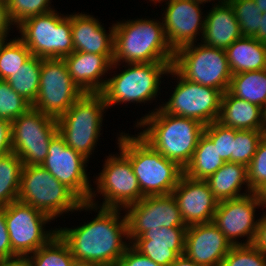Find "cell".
<instances>
[{
	"mask_svg": "<svg viewBox=\"0 0 266 266\" xmlns=\"http://www.w3.org/2000/svg\"><path fill=\"white\" fill-rule=\"evenodd\" d=\"M125 70L107 78L100 94L107 107L121 103H147L157 98L162 76L168 75L172 63L125 64ZM153 99V100H152Z\"/></svg>",
	"mask_w": 266,
	"mask_h": 266,
	"instance_id": "obj_7",
	"label": "cell"
},
{
	"mask_svg": "<svg viewBox=\"0 0 266 266\" xmlns=\"http://www.w3.org/2000/svg\"><path fill=\"white\" fill-rule=\"evenodd\" d=\"M73 266H102V265L91 262L75 261Z\"/></svg>",
	"mask_w": 266,
	"mask_h": 266,
	"instance_id": "obj_52",
	"label": "cell"
},
{
	"mask_svg": "<svg viewBox=\"0 0 266 266\" xmlns=\"http://www.w3.org/2000/svg\"><path fill=\"white\" fill-rule=\"evenodd\" d=\"M211 10L205 14L203 44L226 50L235 40L243 37L240 25L230 3H212Z\"/></svg>",
	"mask_w": 266,
	"mask_h": 266,
	"instance_id": "obj_24",
	"label": "cell"
},
{
	"mask_svg": "<svg viewBox=\"0 0 266 266\" xmlns=\"http://www.w3.org/2000/svg\"><path fill=\"white\" fill-rule=\"evenodd\" d=\"M83 94L63 58H42L39 92L32 108L58 119Z\"/></svg>",
	"mask_w": 266,
	"mask_h": 266,
	"instance_id": "obj_14",
	"label": "cell"
},
{
	"mask_svg": "<svg viewBox=\"0 0 266 266\" xmlns=\"http://www.w3.org/2000/svg\"><path fill=\"white\" fill-rule=\"evenodd\" d=\"M225 161L219 156L214 143L203 133L197 143L190 163L184 174L196 180H206L214 174Z\"/></svg>",
	"mask_w": 266,
	"mask_h": 266,
	"instance_id": "obj_28",
	"label": "cell"
},
{
	"mask_svg": "<svg viewBox=\"0 0 266 266\" xmlns=\"http://www.w3.org/2000/svg\"><path fill=\"white\" fill-rule=\"evenodd\" d=\"M247 179L252 192L266 184V135L259 141L251 163L247 166Z\"/></svg>",
	"mask_w": 266,
	"mask_h": 266,
	"instance_id": "obj_40",
	"label": "cell"
},
{
	"mask_svg": "<svg viewBox=\"0 0 266 266\" xmlns=\"http://www.w3.org/2000/svg\"><path fill=\"white\" fill-rule=\"evenodd\" d=\"M5 221L12 252L27 257L46 245L56 234V229L46 230L53 221L48 215L19 200L5 206Z\"/></svg>",
	"mask_w": 266,
	"mask_h": 266,
	"instance_id": "obj_13",
	"label": "cell"
},
{
	"mask_svg": "<svg viewBox=\"0 0 266 266\" xmlns=\"http://www.w3.org/2000/svg\"><path fill=\"white\" fill-rule=\"evenodd\" d=\"M116 266H160L141 254L131 244L127 247Z\"/></svg>",
	"mask_w": 266,
	"mask_h": 266,
	"instance_id": "obj_41",
	"label": "cell"
},
{
	"mask_svg": "<svg viewBox=\"0 0 266 266\" xmlns=\"http://www.w3.org/2000/svg\"><path fill=\"white\" fill-rule=\"evenodd\" d=\"M118 153L105 159L103 169L96 175L97 186L92 188L88 203L99 206L95 197L100 194L103 201L99 207L125 210L144 198L129 158L120 149Z\"/></svg>",
	"mask_w": 266,
	"mask_h": 266,
	"instance_id": "obj_10",
	"label": "cell"
},
{
	"mask_svg": "<svg viewBox=\"0 0 266 266\" xmlns=\"http://www.w3.org/2000/svg\"><path fill=\"white\" fill-rule=\"evenodd\" d=\"M18 37L31 51L40 58H64L74 51L71 14L63 15L52 10L32 16L16 26Z\"/></svg>",
	"mask_w": 266,
	"mask_h": 266,
	"instance_id": "obj_8",
	"label": "cell"
},
{
	"mask_svg": "<svg viewBox=\"0 0 266 266\" xmlns=\"http://www.w3.org/2000/svg\"><path fill=\"white\" fill-rule=\"evenodd\" d=\"M205 181L219 202L238 198L252 192L247 179V167L239 163L225 162ZM243 185H245V192L241 193Z\"/></svg>",
	"mask_w": 266,
	"mask_h": 266,
	"instance_id": "obj_26",
	"label": "cell"
},
{
	"mask_svg": "<svg viewBox=\"0 0 266 266\" xmlns=\"http://www.w3.org/2000/svg\"><path fill=\"white\" fill-rule=\"evenodd\" d=\"M232 74L266 69V44L254 37H241L226 50Z\"/></svg>",
	"mask_w": 266,
	"mask_h": 266,
	"instance_id": "obj_27",
	"label": "cell"
},
{
	"mask_svg": "<svg viewBox=\"0 0 266 266\" xmlns=\"http://www.w3.org/2000/svg\"><path fill=\"white\" fill-rule=\"evenodd\" d=\"M220 266H266V254L254 244L232 246Z\"/></svg>",
	"mask_w": 266,
	"mask_h": 266,
	"instance_id": "obj_38",
	"label": "cell"
},
{
	"mask_svg": "<svg viewBox=\"0 0 266 266\" xmlns=\"http://www.w3.org/2000/svg\"><path fill=\"white\" fill-rule=\"evenodd\" d=\"M168 74L177 76L176 87L168 101L158 107L165 113L198 120L203 125L217 121L223 93L213 87L191 82L172 67Z\"/></svg>",
	"mask_w": 266,
	"mask_h": 266,
	"instance_id": "obj_12",
	"label": "cell"
},
{
	"mask_svg": "<svg viewBox=\"0 0 266 266\" xmlns=\"http://www.w3.org/2000/svg\"><path fill=\"white\" fill-rule=\"evenodd\" d=\"M262 132L266 135V104L262 107Z\"/></svg>",
	"mask_w": 266,
	"mask_h": 266,
	"instance_id": "obj_50",
	"label": "cell"
},
{
	"mask_svg": "<svg viewBox=\"0 0 266 266\" xmlns=\"http://www.w3.org/2000/svg\"><path fill=\"white\" fill-rule=\"evenodd\" d=\"M228 92L256 104H266V69L232 74Z\"/></svg>",
	"mask_w": 266,
	"mask_h": 266,
	"instance_id": "obj_29",
	"label": "cell"
},
{
	"mask_svg": "<svg viewBox=\"0 0 266 266\" xmlns=\"http://www.w3.org/2000/svg\"><path fill=\"white\" fill-rule=\"evenodd\" d=\"M170 266H197V263L190 260L185 254H182Z\"/></svg>",
	"mask_w": 266,
	"mask_h": 266,
	"instance_id": "obj_48",
	"label": "cell"
},
{
	"mask_svg": "<svg viewBox=\"0 0 266 266\" xmlns=\"http://www.w3.org/2000/svg\"><path fill=\"white\" fill-rule=\"evenodd\" d=\"M27 257L31 266H73L76 261L59 234Z\"/></svg>",
	"mask_w": 266,
	"mask_h": 266,
	"instance_id": "obj_32",
	"label": "cell"
},
{
	"mask_svg": "<svg viewBox=\"0 0 266 266\" xmlns=\"http://www.w3.org/2000/svg\"><path fill=\"white\" fill-rule=\"evenodd\" d=\"M57 133V119L31 107L11 122L12 151L23 166L41 165Z\"/></svg>",
	"mask_w": 266,
	"mask_h": 266,
	"instance_id": "obj_11",
	"label": "cell"
},
{
	"mask_svg": "<svg viewBox=\"0 0 266 266\" xmlns=\"http://www.w3.org/2000/svg\"><path fill=\"white\" fill-rule=\"evenodd\" d=\"M244 37H253L260 28L262 12L253 0H228Z\"/></svg>",
	"mask_w": 266,
	"mask_h": 266,
	"instance_id": "obj_34",
	"label": "cell"
},
{
	"mask_svg": "<svg viewBox=\"0 0 266 266\" xmlns=\"http://www.w3.org/2000/svg\"><path fill=\"white\" fill-rule=\"evenodd\" d=\"M41 67L42 58L32 56L21 68L6 79L10 87L31 104L38 96Z\"/></svg>",
	"mask_w": 266,
	"mask_h": 266,
	"instance_id": "obj_30",
	"label": "cell"
},
{
	"mask_svg": "<svg viewBox=\"0 0 266 266\" xmlns=\"http://www.w3.org/2000/svg\"><path fill=\"white\" fill-rule=\"evenodd\" d=\"M187 227H161L147 230L131 245L160 266H170L184 254Z\"/></svg>",
	"mask_w": 266,
	"mask_h": 266,
	"instance_id": "obj_21",
	"label": "cell"
},
{
	"mask_svg": "<svg viewBox=\"0 0 266 266\" xmlns=\"http://www.w3.org/2000/svg\"><path fill=\"white\" fill-rule=\"evenodd\" d=\"M256 193L259 197L262 207L264 206L266 208V184H264Z\"/></svg>",
	"mask_w": 266,
	"mask_h": 266,
	"instance_id": "obj_49",
	"label": "cell"
},
{
	"mask_svg": "<svg viewBox=\"0 0 266 266\" xmlns=\"http://www.w3.org/2000/svg\"><path fill=\"white\" fill-rule=\"evenodd\" d=\"M12 152L11 147V123L0 119V156Z\"/></svg>",
	"mask_w": 266,
	"mask_h": 266,
	"instance_id": "obj_43",
	"label": "cell"
},
{
	"mask_svg": "<svg viewBox=\"0 0 266 266\" xmlns=\"http://www.w3.org/2000/svg\"><path fill=\"white\" fill-rule=\"evenodd\" d=\"M253 37L261 43L266 44V12L262 13L260 28Z\"/></svg>",
	"mask_w": 266,
	"mask_h": 266,
	"instance_id": "obj_47",
	"label": "cell"
},
{
	"mask_svg": "<svg viewBox=\"0 0 266 266\" xmlns=\"http://www.w3.org/2000/svg\"><path fill=\"white\" fill-rule=\"evenodd\" d=\"M232 244L213 222L187 227L184 254L203 266H220Z\"/></svg>",
	"mask_w": 266,
	"mask_h": 266,
	"instance_id": "obj_20",
	"label": "cell"
},
{
	"mask_svg": "<svg viewBox=\"0 0 266 266\" xmlns=\"http://www.w3.org/2000/svg\"><path fill=\"white\" fill-rule=\"evenodd\" d=\"M149 1L156 3V2H158L159 0H149Z\"/></svg>",
	"mask_w": 266,
	"mask_h": 266,
	"instance_id": "obj_55",
	"label": "cell"
},
{
	"mask_svg": "<svg viewBox=\"0 0 266 266\" xmlns=\"http://www.w3.org/2000/svg\"><path fill=\"white\" fill-rule=\"evenodd\" d=\"M256 2L257 8L261 10L262 13L266 12V0H253Z\"/></svg>",
	"mask_w": 266,
	"mask_h": 266,
	"instance_id": "obj_51",
	"label": "cell"
},
{
	"mask_svg": "<svg viewBox=\"0 0 266 266\" xmlns=\"http://www.w3.org/2000/svg\"><path fill=\"white\" fill-rule=\"evenodd\" d=\"M22 160L12 151L0 156V207L18 200Z\"/></svg>",
	"mask_w": 266,
	"mask_h": 266,
	"instance_id": "obj_31",
	"label": "cell"
},
{
	"mask_svg": "<svg viewBox=\"0 0 266 266\" xmlns=\"http://www.w3.org/2000/svg\"><path fill=\"white\" fill-rule=\"evenodd\" d=\"M88 161L82 154L67 146L58 132L51 139L48 155L41 165L83 202H88L92 191L91 181L85 169Z\"/></svg>",
	"mask_w": 266,
	"mask_h": 266,
	"instance_id": "obj_17",
	"label": "cell"
},
{
	"mask_svg": "<svg viewBox=\"0 0 266 266\" xmlns=\"http://www.w3.org/2000/svg\"><path fill=\"white\" fill-rule=\"evenodd\" d=\"M124 211L130 244L147 230H156L161 227H187L172 193L144 196Z\"/></svg>",
	"mask_w": 266,
	"mask_h": 266,
	"instance_id": "obj_15",
	"label": "cell"
},
{
	"mask_svg": "<svg viewBox=\"0 0 266 266\" xmlns=\"http://www.w3.org/2000/svg\"><path fill=\"white\" fill-rule=\"evenodd\" d=\"M257 193L220 201L214 214L213 223L225 235L232 246L254 244L259 219L255 220L256 208L261 207ZM245 241L239 242L240 238ZM239 238V239H238Z\"/></svg>",
	"mask_w": 266,
	"mask_h": 266,
	"instance_id": "obj_16",
	"label": "cell"
},
{
	"mask_svg": "<svg viewBox=\"0 0 266 266\" xmlns=\"http://www.w3.org/2000/svg\"><path fill=\"white\" fill-rule=\"evenodd\" d=\"M74 51L91 54L114 55V23L109 33L93 15L71 14Z\"/></svg>",
	"mask_w": 266,
	"mask_h": 266,
	"instance_id": "obj_23",
	"label": "cell"
},
{
	"mask_svg": "<svg viewBox=\"0 0 266 266\" xmlns=\"http://www.w3.org/2000/svg\"><path fill=\"white\" fill-rule=\"evenodd\" d=\"M118 148L129 158L144 196L171 194L184 169L165 158L139 134L121 132Z\"/></svg>",
	"mask_w": 266,
	"mask_h": 266,
	"instance_id": "obj_4",
	"label": "cell"
},
{
	"mask_svg": "<svg viewBox=\"0 0 266 266\" xmlns=\"http://www.w3.org/2000/svg\"><path fill=\"white\" fill-rule=\"evenodd\" d=\"M18 200L48 215L52 220L69 211L72 214L83 203L42 165L23 166Z\"/></svg>",
	"mask_w": 266,
	"mask_h": 266,
	"instance_id": "obj_6",
	"label": "cell"
},
{
	"mask_svg": "<svg viewBox=\"0 0 266 266\" xmlns=\"http://www.w3.org/2000/svg\"><path fill=\"white\" fill-rule=\"evenodd\" d=\"M31 51L19 39L12 38L0 48V80H6L32 57Z\"/></svg>",
	"mask_w": 266,
	"mask_h": 266,
	"instance_id": "obj_33",
	"label": "cell"
},
{
	"mask_svg": "<svg viewBox=\"0 0 266 266\" xmlns=\"http://www.w3.org/2000/svg\"><path fill=\"white\" fill-rule=\"evenodd\" d=\"M199 1H202V2H204L205 4H206V2L208 3V2H211V1H216V0H199ZM218 2L217 3H224V2H227L228 0H217Z\"/></svg>",
	"mask_w": 266,
	"mask_h": 266,
	"instance_id": "obj_54",
	"label": "cell"
},
{
	"mask_svg": "<svg viewBox=\"0 0 266 266\" xmlns=\"http://www.w3.org/2000/svg\"><path fill=\"white\" fill-rule=\"evenodd\" d=\"M7 35H0V48L4 44V42L7 40Z\"/></svg>",
	"mask_w": 266,
	"mask_h": 266,
	"instance_id": "obj_53",
	"label": "cell"
},
{
	"mask_svg": "<svg viewBox=\"0 0 266 266\" xmlns=\"http://www.w3.org/2000/svg\"><path fill=\"white\" fill-rule=\"evenodd\" d=\"M171 67L191 82L228 91L232 73L223 49L202 42L182 46L175 50Z\"/></svg>",
	"mask_w": 266,
	"mask_h": 266,
	"instance_id": "obj_9",
	"label": "cell"
},
{
	"mask_svg": "<svg viewBox=\"0 0 266 266\" xmlns=\"http://www.w3.org/2000/svg\"><path fill=\"white\" fill-rule=\"evenodd\" d=\"M31 107L32 104L16 93L6 80H0V119L11 123Z\"/></svg>",
	"mask_w": 266,
	"mask_h": 266,
	"instance_id": "obj_35",
	"label": "cell"
},
{
	"mask_svg": "<svg viewBox=\"0 0 266 266\" xmlns=\"http://www.w3.org/2000/svg\"><path fill=\"white\" fill-rule=\"evenodd\" d=\"M166 2L159 0L157 3ZM204 2L199 0H167V6L162 13V23L165 35L171 48L175 51L182 46L197 43V36L201 40L205 28L204 12L200 5ZM164 16V17H163Z\"/></svg>",
	"mask_w": 266,
	"mask_h": 266,
	"instance_id": "obj_18",
	"label": "cell"
},
{
	"mask_svg": "<svg viewBox=\"0 0 266 266\" xmlns=\"http://www.w3.org/2000/svg\"><path fill=\"white\" fill-rule=\"evenodd\" d=\"M217 122L237 130L262 131V108L226 91L222 95Z\"/></svg>",
	"mask_w": 266,
	"mask_h": 266,
	"instance_id": "obj_25",
	"label": "cell"
},
{
	"mask_svg": "<svg viewBox=\"0 0 266 266\" xmlns=\"http://www.w3.org/2000/svg\"><path fill=\"white\" fill-rule=\"evenodd\" d=\"M263 136L264 133L258 130H238L234 136L231 162L247 167L251 163L258 143Z\"/></svg>",
	"mask_w": 266,
	"mask_h": 266,
	"instance_id": "obj_36",
	"label": "cell"
},
{
	"mask_svg": "<svg viewBox=\"0 0 266 266\" xmlns=\"http://www.w3.org/2000/svg\"><path fill=\"white\" fill-rule=\"evenodd\" d=\"M0 266H31V263L28 257L17 256L12 259L0 261Z\"/></svg>",
	"mask_w": 266,
	"mask_h": 266,
	"instance_id": "obj_46",
	"label": "cell"
},
{
	"mask_svg": "<svg viewBox=\"0 0 266 266\" xmlns=\"http://www.w3.org/2000/svg\"><path fill=\"white\" fill-rule=\"evenodd\" d=\"M135 126L137 129L143 127L144 130L138 134L183 169L190 163L205 127L198 120L174 116L159 107L137 120Z\"/></svg>",
	"mask_w": 266,
	"mask_h": 266,
	"instance_id": "obj_2",
	"label": "cell"
},
{
	"mask_svg": "<svg viewBox=\"0 0 266 266\" xmlns=\"http://www.w3.org/2000/svg\"><path fill=\"white\" fill-rule=\"evenodd\" d=\"M172 195L187 227L213 221L219 201L205 180L192 179L183 174Z\"/></svg>",
	"mask_w": 266,
	"mask_h": 266,
	"instance_id": "obj_19",
	"label": "cell"
},
{
	"mask_svg": "<svg viewBox=\"0 0 266 266\" xmlns=\"http://www.w3.org/2000/svg\"><path fill=\"white\" fill-rule=\"evenodd\" d=\"M114 55L91 54L73 51L63 59L72 81L84 93H100L106 83L105 74L111 69ZM105 79V80H104Z\"/></svg>",
	"mask_w": 266,
	"mask_h": 266,
	"instance_id": "obj_22",
	"label": "cell"
},
{
	"mask_svg": "<svg viewBox=\"0 0 266 266\" xmlns=\"http://www.w3.org/2000/svg\"><path fill=\"white\" fill-rule=\"evenodd\" d=\"M237 129L225 127L214 121L204 127V134L214 143L219 156L225 162H231L233 153V141Z\"/></svg>",
	"mask_w": 266,
	"mask_h": 266,
	"instance_id": "obj_39",
	"label": "cell"
},
{
	"mask_svg": "<svg viewBox=\"0 0 266 266\" xmlns=\"http://www.w3.org/2000/svg\"><path fill=\"white\" fill-rule=\"evenodd\" d=\"M254 245L266 254V212L259 218Z\"/></svg>",
	"mask_w": 266,
	"mask_h": 266,
	"instance_id": "obj_45",
	"label": "cell"
},
{
	"mask_svg": "<svg viewBox=\"0 0 266 266\" xmlns=\"http://www.w3.org/2000/svg\"><path fill=\"white\" fill-rule=\"evenodd\" d=\"M17 257L11 248L5 221V206L0 207V261Z\"/></svg>",
	"mask_w": 266,
	"mask_h": 266,
	"instance_id": "obj_42",
	"label": "cell"
},
{
	"mask_svg": "<svg viewBox=\"0 0 266 266\" xmlns=\"http://www.w3.org/2000/svg\"><path fill=\"white\" fill-rule=\"evenodd\" d=\"M83 210L98 211V214L82 226L57 228L58 234L68 244L76 261L116 266L130 245L126 214L121 217L122 209L102 208L88 202L77 209Z\"/></svg>",
	"mask_w": 266,
	"mask_h": 266,
	"instance_id": "obj_1",
	"label": "cell"
},
{
	"mask_svg": "<svg viewBox=\"0 0 266 266\" xmlns=\"http://www.w3.org/2000/svg\"><path fill=\"white\" fill-rule=\"evenodd\" d=\"M14 24L10 19L6 0H0V35H8Z\"/></svg>",
	"mask_w": 266,
	"mask_h": 266,
	"instance_id": "obj_44",
	"label": "cell"
},
{
	"mask_svg": "<svg viewBox=\"0 0 266 266\" xmlns=\"http://www.w3.org/2000/svg\"><path fill=\"white\" fill-rule=\"evenodd\" d=\"M106 109L100 93H84L57 119L58 132L65 144L88 160L100 139Z\"/></svg>",
	"mask_w": 266,
	"mask_h": 266,
	"instance_id": "obj_5",
	"label": "cell"
},
{
	"mask_svg": "<svg viewBox=\"0 0 266 266\" xmlns=\"http://www.w3.org/2000/svg\"><path fill=\"white\" fill-rule=\"evenodd\" d=\"M174 52L166 38L162 20L134 18L114 23L112 71L124 62L172 63Z\"/></svg>",
	"mask_w": 266,
	"mask_h": 266,
	"instance_id": "obj_3",
	"label": "cell"
},
{
	"mask_svg": "<svg viewBox=\"0 0 266 266\" xmlns=\"http://www.w3.org/2000/svg\"><path fill=\"white\" fill-rule=\"evenodd\" d=\"M52 0H6L8 13L16 27L25 19L55 10Z\"/></svg>",
	"mask_w": 266,
	"mask_h": 266,
	"instance_id": "obj_37",
	"label": "cell"
}]
</instances>
